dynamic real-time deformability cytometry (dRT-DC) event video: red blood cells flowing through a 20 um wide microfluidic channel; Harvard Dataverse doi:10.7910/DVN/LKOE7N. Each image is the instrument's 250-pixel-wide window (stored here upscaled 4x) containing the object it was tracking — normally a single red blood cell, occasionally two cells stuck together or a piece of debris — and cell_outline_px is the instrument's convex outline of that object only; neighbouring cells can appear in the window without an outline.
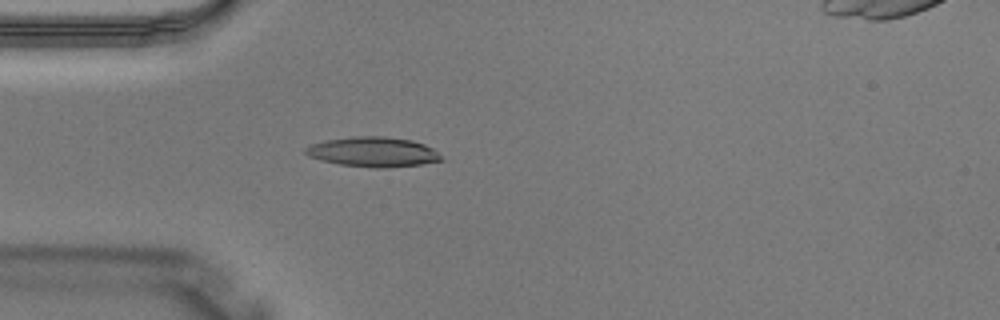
{"species": "Egyptian fruit bat (a non-hibernating species)", "species_latin": "Rousettus aegyptiacus", "temperature_condition": "warm", "stored_images_in_passage": 3, "camera_frame_rate_fps": 3000, "um_per_image_px": 0.085, "animal": {"sex": "male"}, "frame": {"image": 1, "passage_image": 3, "time_ms": 0.667, "image_size_px": [1000, 320], "cell_outline_px": [[444, 160], [424, 164], [388, 168], [372, 168], [340, 164], [320, 160], [308, 156], [304, 152], [304, 148], [312, 144], [324, 140], [352, 136], [384, 136], [412, 140], [424, 144], [432, 148]], "centroid_in_image_um": [31.7, 12.91], "position_along_channel_um": 53.3, "area_um2": 23.81}}